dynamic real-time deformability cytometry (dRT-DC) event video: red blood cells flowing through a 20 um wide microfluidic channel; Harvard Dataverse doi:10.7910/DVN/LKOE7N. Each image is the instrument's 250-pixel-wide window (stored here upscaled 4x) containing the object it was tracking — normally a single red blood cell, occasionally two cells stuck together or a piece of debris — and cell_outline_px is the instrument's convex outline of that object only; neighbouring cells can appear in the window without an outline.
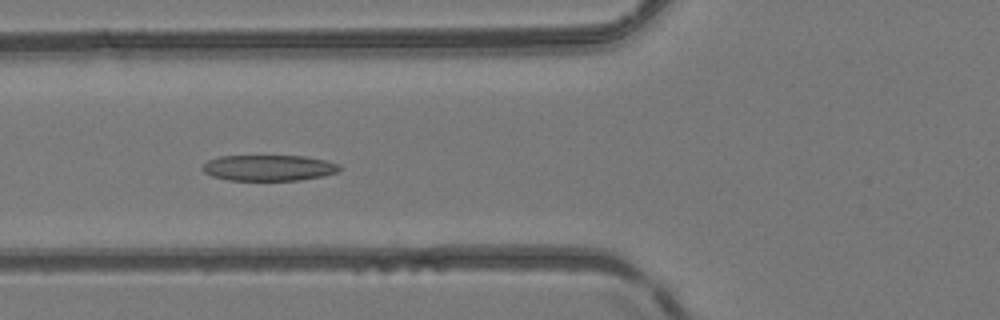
{"species": "common noctule bat (a hibernating species)", "species_latin": "Nyctalus noctula", "temperature_condition": "room temperature", "stored_images_in_passage": 18, "camera_frame_rate_fps": 3000, "um_per_image_px": 0.085, "animal": {"sex": "female", "body_mass_g": 24.6, "forearm_length_mm": 56.2}, "frame": {"image": 1, "passage_image": 6, "time_ms": 1.667, "image_size_px": [1000, 320], "cell_outline_px": [[340, 172], [324, 176], [300, 180], [228, 180], [212, 176], [204, 172], [200, 168], [208, 160], [220, 156], [304, 156], [324, 160], [340, 164]], "centroid_in_image_um": [22.86, 14.27], "position_along_channel_um": 102.9, "area_um2": 20.75}}